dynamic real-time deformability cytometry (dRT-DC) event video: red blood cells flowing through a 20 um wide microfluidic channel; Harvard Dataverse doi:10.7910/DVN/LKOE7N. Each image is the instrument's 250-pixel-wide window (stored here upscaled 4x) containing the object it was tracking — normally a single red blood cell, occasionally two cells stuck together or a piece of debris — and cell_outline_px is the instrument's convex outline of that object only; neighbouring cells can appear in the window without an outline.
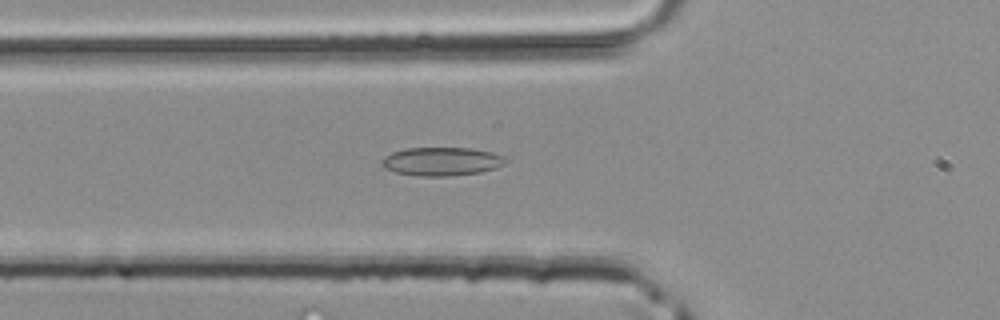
{"species": "common noctule bat (a hibernating species)", "species_latin": "Nyctalus noctula", "temperature_condition": "room temperature", "stored_images_in_passage": 34, "camera_frame_rate_fps": 3000, "um_per_image_px": 0.085, "animal": {"sex": "male", "body_mass_g": 20.4}, "frame": {"image": 1, "passage_image": 6, "time_ms": 1.667, "image_size_px": [1000, 320], "cell_outline_px": [[508, 160], [504, 164], [496, 168], [480, 172], [452, 176], [416, 176], [396, 172], [384, 168], [380, 164], [380, 160], [384, 156], [392, 152], [404, 148], [472, 148], [492, 152], [504, 156]], "centroid_in_image_um": [37.52, 13.72], "position_along_channel_um": 88.3, "area_um2": 20.81}}
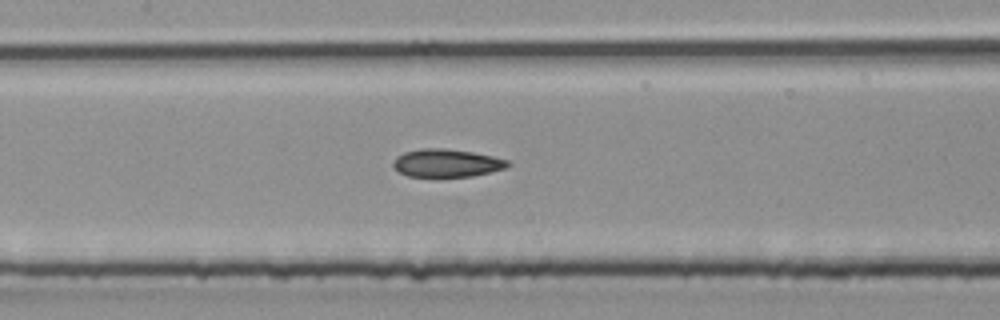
{"frame": {"image": 2, "passage_image": 11, "time_ms": 3.333, "image_size_px": [1000, 320], "cell_outline_px": [[512, 164], [508, 168], [472, 176], [408, 176], [400, 172], [392, 164], [392, 160], [396, 156], [404, 152], [424, 148], [444, 148], [472, 152], [492, 156], [508, 160]], "centroid_in_image_um": [37.99, 13.85], "position_along_channel_um": 169.4, "area_um2": 18.61}}
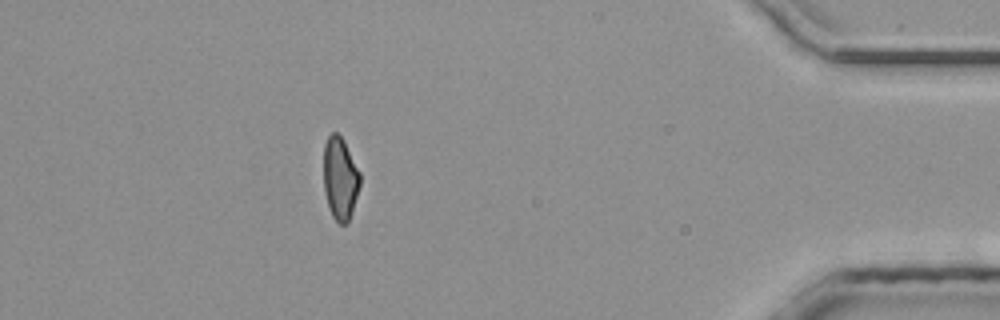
{"frame": {"image": 3, "passage_image": 29, "time_ms": 9.333, "image_size_px": [1000, 320], "cell_outline_px": [[360, 184], [352, 212], [348, 224], [340, 224], [332, 216], [328, 208], [324, 192], [324, 144], [328, 136], [332, 132], [336, 132], [344, 140], [360, 172]], "centroid_in_image_um": [28.9, 15.18], "position_along_channel_um": 406.3, "area_um2": 17.69}}